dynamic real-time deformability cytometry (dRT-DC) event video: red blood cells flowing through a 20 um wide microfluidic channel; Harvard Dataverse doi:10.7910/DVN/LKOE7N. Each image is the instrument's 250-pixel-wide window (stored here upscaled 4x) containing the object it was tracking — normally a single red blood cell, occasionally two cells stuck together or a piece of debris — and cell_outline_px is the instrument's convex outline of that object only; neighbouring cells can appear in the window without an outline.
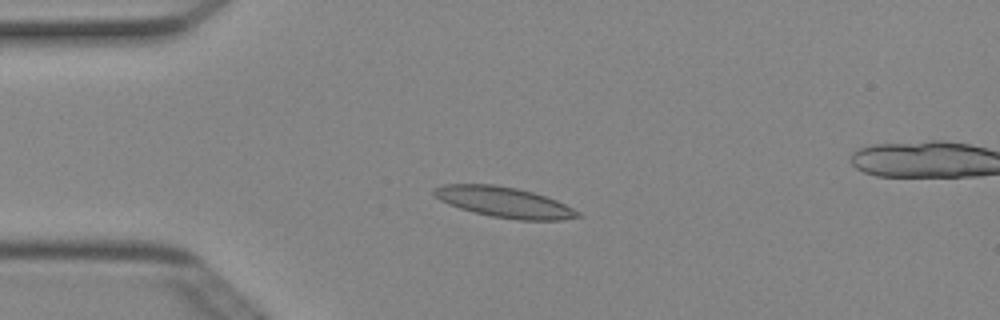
{"species": "Egyptian fruit bat (a non-hibernating species)", "species_latin": "Rousettus aegyptiacus", "temperature_condition": "cold", "stored_images_in_passage": 6, "camera_frame_rate_fps": 3000, "um_per_image_px": 0.085, "animal": {"sex": "female"}, "frame": {"image": 1, "passage_image": 4, "time_ms": 1.0, "image_size_px": [1000, 320], "cell_outline_px": [[584, 216], [560, 220], [520, 220], [492, 216], [460, 208], [448, 204], [440, 200], [432, 192], [432, 188], [444, 184], [496, 184], [516, 188], [548, 196], [580, 212]], "centroid_in_image_um": [42.87, 17.18], "position_along_channel_um": 42.1, "area_um2": 25.49}}
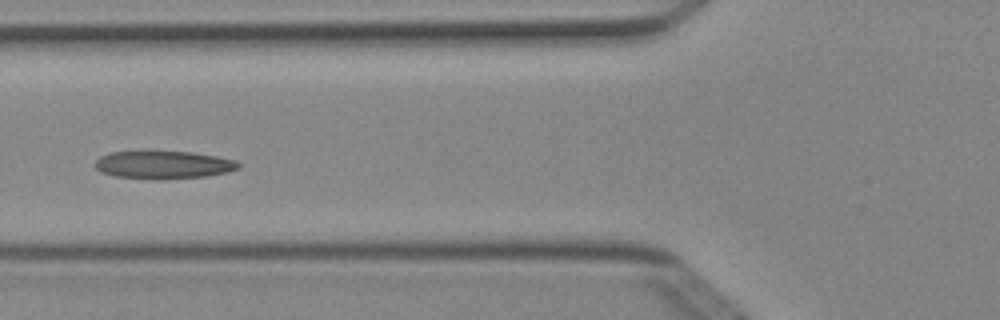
{"frame": {"image": 2, "passage_image": 6, "time_ms": 1.667, "image_size_px": [1000, 320], "cell_outline_px": [[240, 168], [228, 172], [204, 176], [160, 180], [156, 180], [116, 176], [100, 172], [96, 168], [96, 160], [100, 156], [108, 152], [192, 152], [216, 156], [236, 160], [240, 164]], "centroid_in_image_um": [13.9, 14.02], "position_along_channel_um": 111.9, "area_um2": 23.24}}